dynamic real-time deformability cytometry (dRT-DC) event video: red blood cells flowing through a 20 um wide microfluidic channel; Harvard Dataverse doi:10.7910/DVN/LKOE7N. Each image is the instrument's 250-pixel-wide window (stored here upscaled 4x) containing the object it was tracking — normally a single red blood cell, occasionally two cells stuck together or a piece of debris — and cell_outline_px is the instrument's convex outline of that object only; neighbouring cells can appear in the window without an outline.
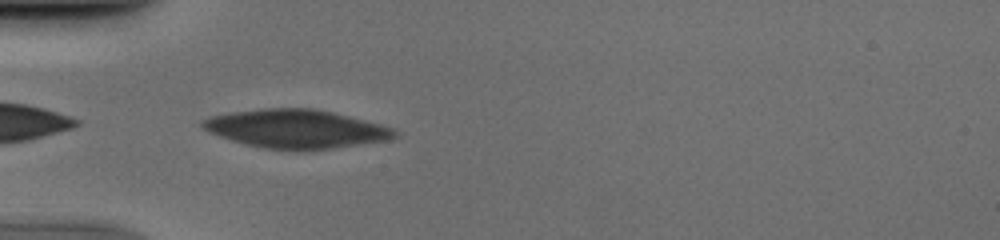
{"species": "human", "species_latin": "Homo sapiens", "temperature_condition": "cold", "stored_images_in_passage": 36, "camera_frame_rate_fps": 3000, "um_per_image_px": 0.085, "donor": {"sex": "male"}, "frame": {"image": 1, "passage_image": 1, "time_ms": 0.0, "image_size_px": [1000, 240], "cell_outline_px": [[396, 136], [388, 140], [332, 148], [296, 152], [264, 148], [244, 144], [208, 132], [200, 124], [204, 120], [212, 116], [232, 112], [264, 108], [312, 108], [332, 112], [380, 124], [392, 128], [396, 132]], "centroid_in_image_um": [25.15, 10.97], "position_along_channel_um": 59.9, "area_um2": 43.12}}
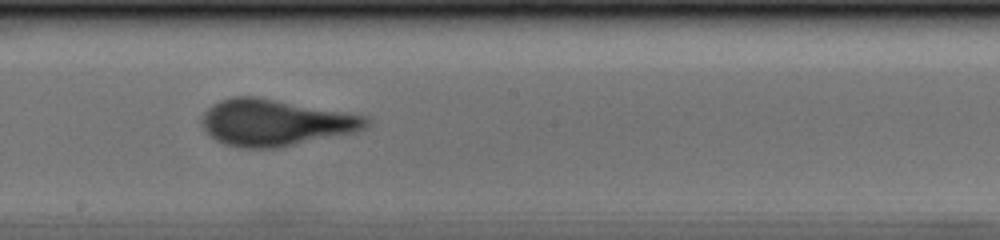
{"frame": {"image": 2, "passage_image": 14, "time_ms": 4.333, "image_size_px": [1000, 240], "cell_outline_px": [[372, 124], [356, 132], [276, 148], [240, 148], [224, 144], [216, 140], [200, 124], [200, 116], [212, 104], [220, 100], [232, 96], [256, 96], [368, 116], [372, 120]], "centroid_in_image_um": [23.4, 10.41], "position_along_channel_um": 224.8, "area_um2": 44.8}}
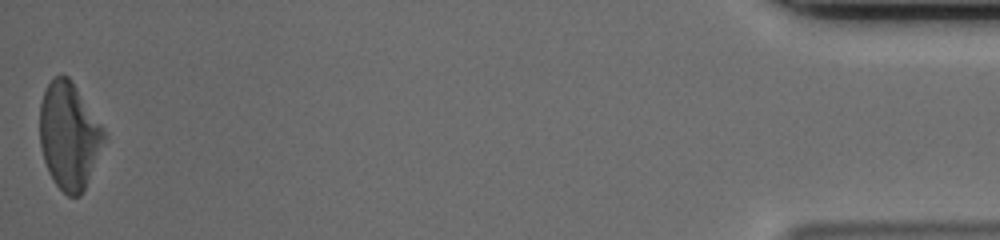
{"frame": {"image": 3, "passage_image": 36, "time_ms": 11.667, "image_size_px": [1000, 240], "cell_outline_px": [[108, 136], [84, 188], [80, 196], [68, 196], [56, 184], [48, 172], [44, 160], [40, 144], [40, 104], [44, 92], [48, 84], [56, 76], [68, 76], [72, 80], [104, 128]], "centroid_in_image_um": [5.89, 11.53], "position_along_channel_um": 429.3, "area_um2": 39.88}}